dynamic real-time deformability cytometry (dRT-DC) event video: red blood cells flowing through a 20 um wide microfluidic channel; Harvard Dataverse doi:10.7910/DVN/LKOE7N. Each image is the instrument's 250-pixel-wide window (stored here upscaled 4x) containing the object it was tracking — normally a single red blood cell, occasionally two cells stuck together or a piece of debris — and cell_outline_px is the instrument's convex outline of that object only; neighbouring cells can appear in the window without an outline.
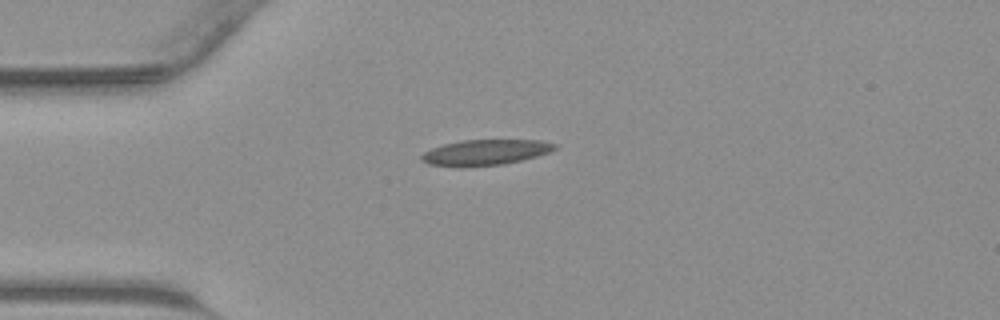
{"species": "common noctule bat (a hibernating species)", "species_latin": "Nyctalus noctula", "temperature_condition": "warm", "stored_images_in_passage": 33, "camera_frame_rate_fps": 3000, "um_per_image_px": 0.085, "animal": {"sex": "male", "body_mass_g": 23.1, "forearm_length_mm": 52.7}, "frame": {"image": 1, "passage_image": 1, "time_ms": 0.0, "image_size_px": [1000, 320], "cell_outline_px": [[556, 148], [548, 152], [536, 156], [504, 164], [428, 164], [420, 160], [420, 156], [424, 152], [432, 148], [444, 144], [460, 140], [540, 140], [556, 144]], "centroid_in_image_um": [41.28, 12.9], "position_along_channel_um": 43.7, "area_um2": 18.9}}
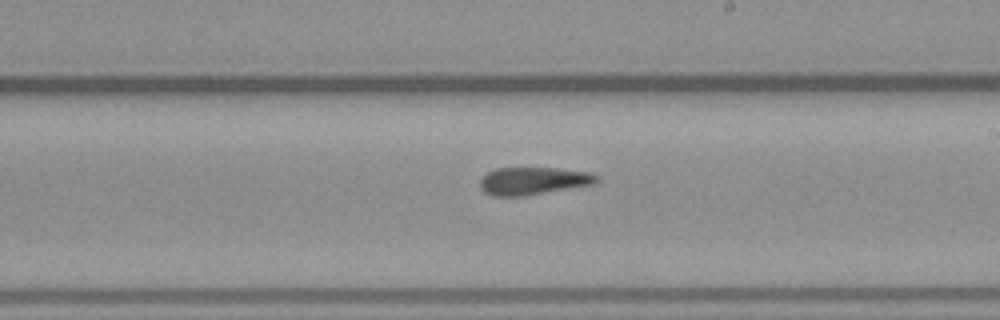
{"frame": {"image": 2, "passage_image": 15, "time_ms": 4.667, "image_size_px": [1000, 320], "cell_outline_px": [[600, 180], [596, 184], [524, 196], [492, 196], [484, 192], [480, 188], [480, 180], [488, 172], [496, 168], [556, 168], [588, 172], [600, 176]], "centroid_in_image_um": [45.36, 15.38], "position_along_channel_um": 243.6, "area_um2": 18.9}}
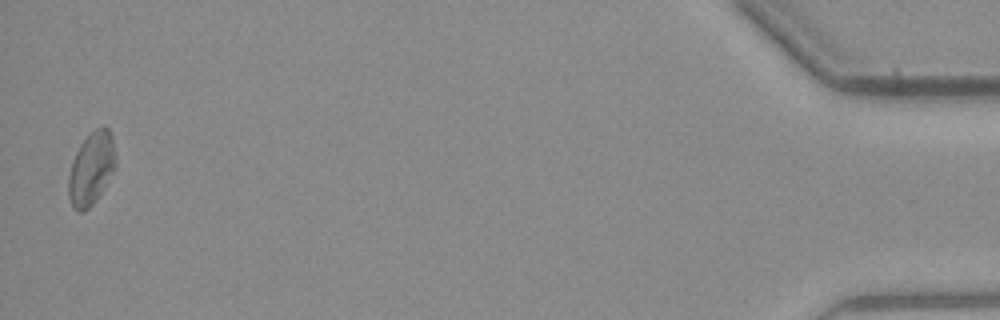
{"frame": {"image": 3, "passage_image": 33, "time_ms": 10.667, "image_size_px": [1000, 320], "cell_outline_px": [[116, 168], [104, 188], [96, 200], [84, 212], [80, 212], [72, 208], [68, 196], [68, 176], [72, 160], [80, 144], [96, 128], [104, 124], [108, 128], [112, 136], [116, 160]], "centroid_in_image_um": [7.76, 14.34], "position_along_channel_um": 427.4, "area_um2": 20.23}}